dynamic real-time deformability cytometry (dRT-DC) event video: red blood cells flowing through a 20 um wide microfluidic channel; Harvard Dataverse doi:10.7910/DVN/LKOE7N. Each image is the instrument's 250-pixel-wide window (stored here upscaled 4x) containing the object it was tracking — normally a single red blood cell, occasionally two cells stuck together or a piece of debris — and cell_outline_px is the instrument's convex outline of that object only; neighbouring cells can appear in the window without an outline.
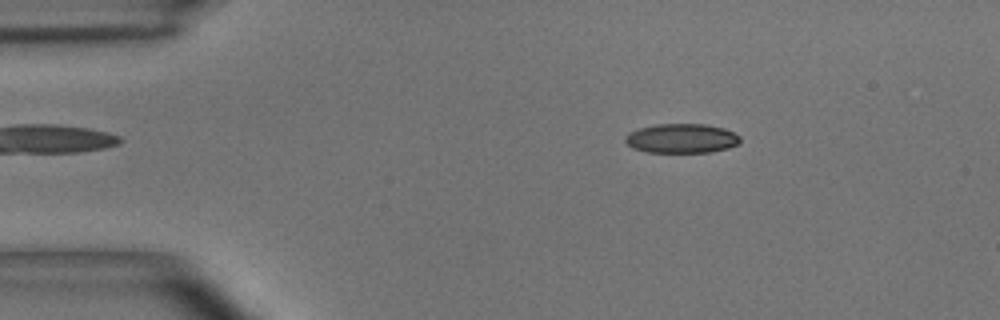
{"species": "common noctule bat (a hibernating species)", "species_latin": "Nyctalus noctula", "temperature_condition": "room temperature", "stored_images_in_passage": 54, "camera_frame_rate_fps": 3000, "um_per_image_px": 0.085, "animal": {"sex": "male", "body_mass_g": 15.6}, "frame": {"image": 1, "passage_image": 8, "time_ms": 2.333, "image_size_px": [1000, 320], "cell_outline_px": [[740, 144], [728, 148], [712, 152], [648, 152], [632, 148], [624, 140], [624, 136], [628, 132], [640, 128], [656, 124], [704, 124], [724, 128], [740, 136]], "centroid_in_image_um": [57.93, 11.76], "position_along_channel_um": 27.1, "area_um2": 19.77}}
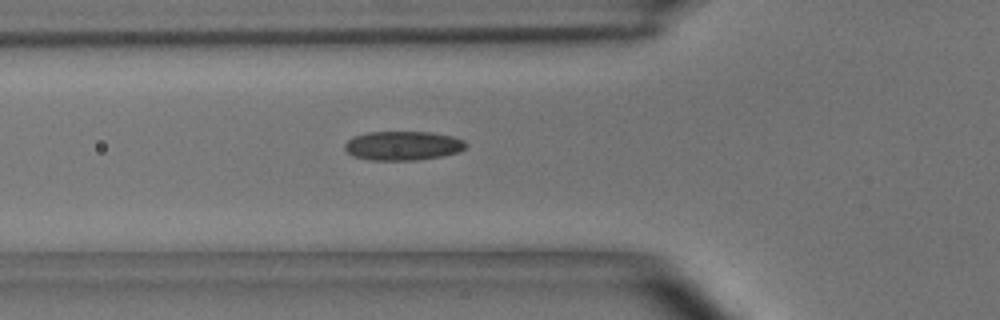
{"frame": {"image": 2, "passage_image": 18, "time_ms": 5.667, "image_size_px": [1000, 320], "cell_outline_px": [[468, 144], [460, 152], [440, 156], [416, 160], [368, 160], [352, 156], [344, 148], [344, 144], [352, 136], [368, 132], [432, 132], [452, 136], [464, 140]], "centroid_in_image_um": [34.23, 12.38], "position_along_channel_um": 91.6, "area_um2": 20.69}}
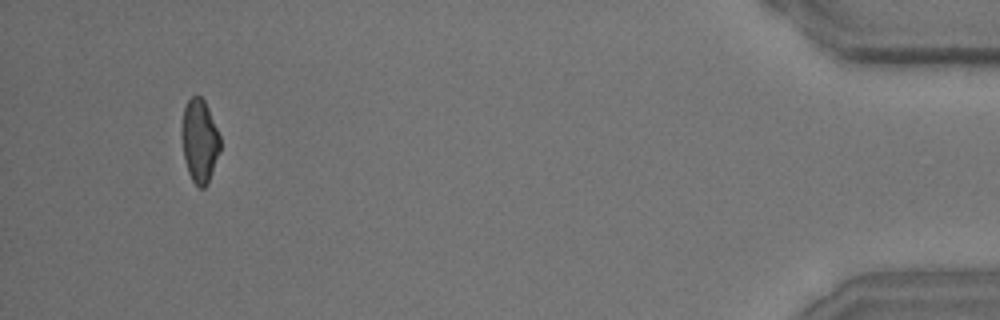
{"frame": {"image": 3, "passage_image": 51, "time_ms": 16.667, "image_size_px": [1000, 320], "cell_outline_px": [[220, 148], [208, 184], [204, 188], [200, 188], [192, 180], [188, 172], [184, 160], [180, 136], [180, 128], [184, 108], [188, 100], [192, 96], [200, 96], [204, 100], [208, 108], [220, 136]], "centroid_in_image_um": [16.93, 11.97], "position_along_channel_um": 418.3, "area_um2": 18.79}}